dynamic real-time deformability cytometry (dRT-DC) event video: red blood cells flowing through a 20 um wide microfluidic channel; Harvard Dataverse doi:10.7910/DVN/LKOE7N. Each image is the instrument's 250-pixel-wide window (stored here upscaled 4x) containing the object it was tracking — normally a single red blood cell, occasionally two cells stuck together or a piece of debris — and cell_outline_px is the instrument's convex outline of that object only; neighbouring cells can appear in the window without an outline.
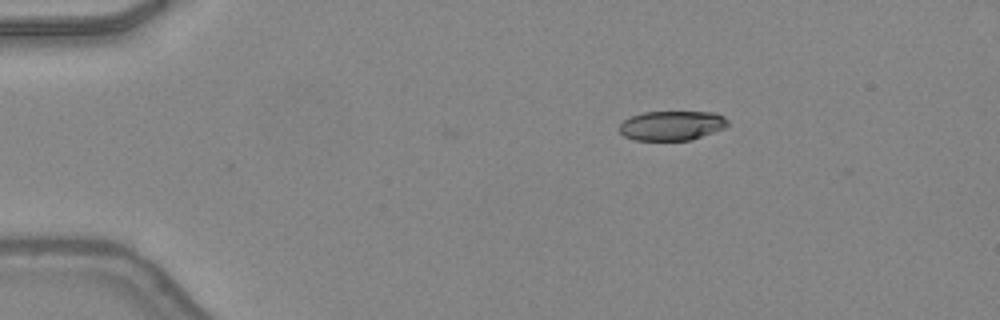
{"species": "common noctule bat (a hibernating species)", "species_latin": "Nyctalus noctula", "temperature_condition": "warm", "stored_images_in_passage": 40, "camera_frame_rate_fps": 3000, "um_per_image_px": 0.085, "animal": {"sex": "female", "body_mass_g": 24.6, "forearm_length_mm": 56.2}, "frame": {"image": 1, "passage_image": 1, "time_ms": 0.0, "image_size_px": [1000, 320], "cell_outline_px": [[728, 124], [724, 128], [688, 140], [636, 140], [624, 136], [620, 132], [620, 124], [624, 120], [632, 116], [644, 112], [716, 112], [724, 116], [728, 120]], "centroid_in_image_um": [57.11, 10.66], "position_along_channel_um": 27.9, "area_um2": 18.44}}
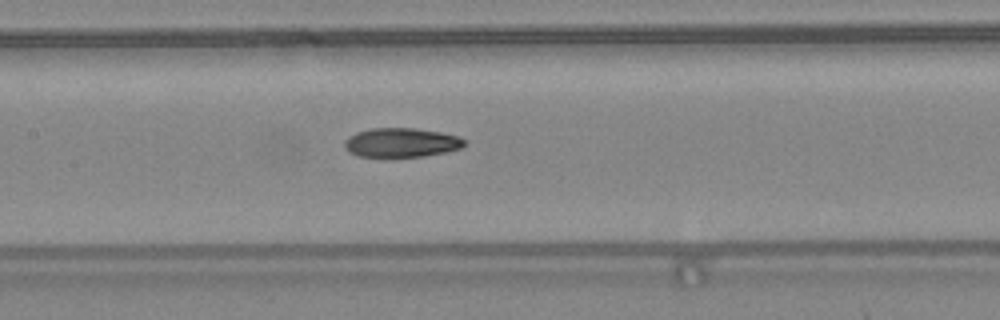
{"frame": {"image": 2, "passage_image": 16, "time_ms": 5.0, "image_size_px": [1000, 320], "cell_outline_px": [[468, 140], [460, 148], [448, 152], [424, 156], [360, 156], [348, 152], [344, 144], [344, 140], [348, 136], [356, 132], [372, 128], [416, 128], [440, 132], [460, 136]], "centroid_in_image_um": [34.14, 12.1], "position_along_channel_um": 173.3, "area_um2": 20.46}}
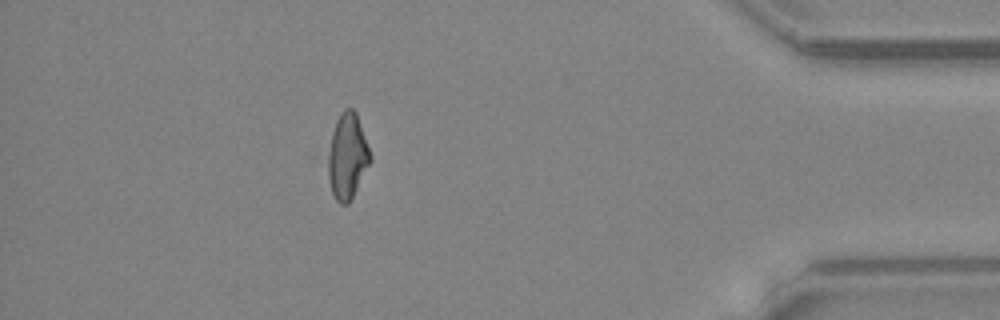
{"frame": {"image": 3, "passage_image": 35, "time_ms": 11.333, "image_size_px": [1000, 320], "cell_outline_px": [[372, 160], [348, 204], [340, 204], [336, 200], [332, 192], [328, 180], [328, 156], [332, 132], [336, 120], [340, 112], [344, 108], [352, 108], [356, 112], [372, 156]], "centroid_in_image_um": [29.53, 13.27], "position_along_channel_um": 405.7, "area_um2": 20.98}, "authors_computed_cell_mechanics": {"area_um2": 20.9236, "velocity_mm_per_s": 4.3856, "shape_relaxation_time_tau1_ms": null, "shape_relaxation_time_tau2_ms": 3.4305, "deformation_change_tau1": null, "deformation_change_tau2": 0.1003}}